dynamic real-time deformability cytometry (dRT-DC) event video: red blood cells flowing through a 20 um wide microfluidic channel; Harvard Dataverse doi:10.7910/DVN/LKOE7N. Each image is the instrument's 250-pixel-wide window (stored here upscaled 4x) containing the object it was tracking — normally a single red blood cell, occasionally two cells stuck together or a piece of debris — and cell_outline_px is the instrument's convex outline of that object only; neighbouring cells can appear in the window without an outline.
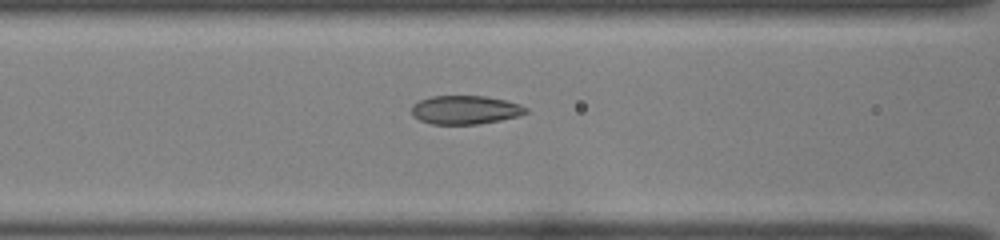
{"species": "common noctule bat (a hibernating species)", "species_latin": "Nyctalus noctula", "temperature_condition": "room temperature", "stored_images_in_passage": 30, "camera_frame_rate_fps": 3000, "um_per_image_px": 0.085, "animal": {"sex": "female", "body_mass_g": 22.0, "forearm_length_mm": 56.7}, "frame": {"image": 1, "passage_image": 6, "time_ms": 1.667, "image_size_px": [1000, 240], "cell_outline_px": [[528, 112], [520, 116], [480, 124], [432, 124], [420, 120], [412, 116], [412, 104], [420, 100], [432, 96], [484, 96], [504, 100], [520, 104], [528, 108]], "centroid_in_image_um": [39.55, 9.34], "position_along_channel_um": 127.0, "area_um2": 19.13}}
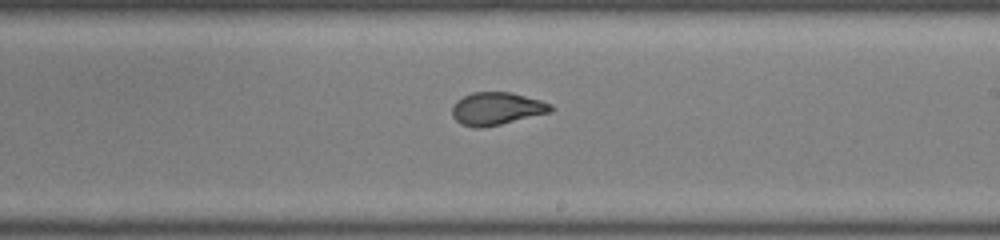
{"frame": {"image": 2, "passage_image": 15, "time_ms": 4.667, "image_size_px": [1000, 240], "cell_outline_px": [[556, 108], [552, 112], [500, 124], [480, 128], [472, 128], [460, 124], [452, 116], [452, 104], [456, 100], [472, 92], [512, 92], [540, 100], [552, 104]], "centroid_in_image_um": [42.21, 9.23], "position_along_channel_um": 246.8, "area_um2": 19.02}}
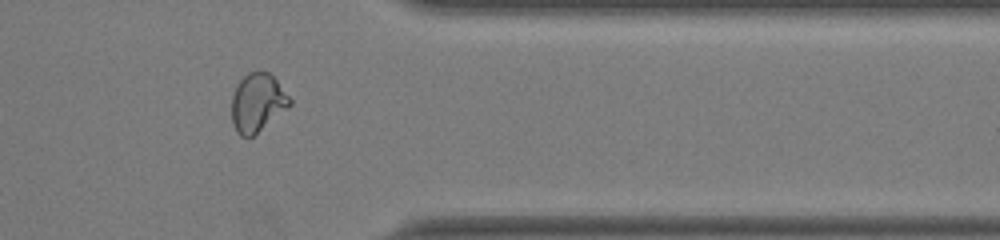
{"frame": {"image": 3, "passage_image": 26, "time_ms": 8.333, "image_size_px": [1000, 240], "cell_outline_px": [[292, 104], [288, 108], [252, 136], [240, 136], [236, 132], [232, 124], [232, 96], [236, 84], [248, 72], [260, 68], [268, 72], [276, 80], [292, 100]], "centroid_in_image_um": [21.87, 8.69], "position_along_channel_um": 389.5, "area_um2": 19.88}}